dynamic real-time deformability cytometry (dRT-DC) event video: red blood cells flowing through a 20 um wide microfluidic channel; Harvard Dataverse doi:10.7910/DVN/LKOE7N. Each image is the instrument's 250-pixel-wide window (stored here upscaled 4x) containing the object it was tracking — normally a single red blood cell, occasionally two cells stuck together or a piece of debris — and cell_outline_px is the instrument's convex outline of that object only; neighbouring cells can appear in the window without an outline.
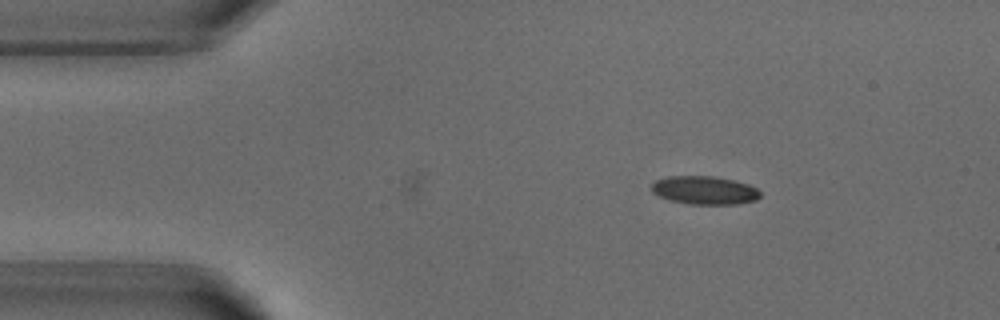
{"species": "common noctule bat (a hibernating species)", "species_latin": "Nyctalus noctula", "temperature_condition": "warm", "stored_images_in_passage": 3, "camera_frame_rate_fps": 3000, "um_per_image_px": 0.085, "animal": {"sex": "male", "body_mass_g": 18.8}, "frame": {"image": 1, "passage_image": 3, "time_ms": 2.667, "image_size_px": [1000, 320], "cell_outline_px": [[760, 196], [756, 200], [736, 204], [688, 204], [672, 200], [660, 196], [652, 192], [652, 184], [656, 180], [668, 176], [712, 176], [736, 180], [748, 184], [756, 188], [760, 192]], "centroid_in_image_um": [59.9, 16.16], "position_along_channel_um": 25.1, "area_um2": 17.86}}